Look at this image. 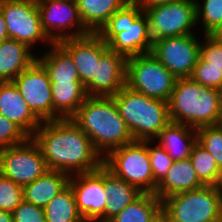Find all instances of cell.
Wrapping results in <instances>:
<instances>
[{"instance_id": "1", "label": "cell", "mask_w": 222, "mask_h": 222, "mask_svg": "<svg viewBox=\"0 0 222 222\" xmlns=\"http://www.w3.org/2000/svg\"><path fill=\"white\" fill-rule=\"evenodd\" d=\"M31 137L49 170L72 176L103 165V157L95 150L91 139L71 118L43 121Z\"/></svg>"}, {"instance_id": "2", "label": "cell", "mask_w": 222, "mask_h": 222, "mask_svg": "<svg viewBox=\"0 0 222 222\" xmlns=\"http://www.w3.org/2000/svg\"><path fill=\"white\" fill-rule=\"evenodd\" d=\"M71 119L91 139L103 158L134 141L113 97L88 96Z\"/></svg>"}, {"instance_id": "3", "label": "cell", "mask_w": 222, "mask_h": 222, "mask_svg": "<svg viewBox=\"0 0 222 222\" xmlns=\"http://www.w3.org/2000/svg\"><path fill=\"white\" fill-rule=\"evenodd\" d=\"M168 106L171 122L196 130L220 124L222 91L204 87L191 78H177Z\"/></svg>"}, {"instance_id": "4", "label": "cell", "mask_w": 222, "mask_h": 222, "mask_svg": "<svg viewBox=\"0 0 222 222\" xmlns=\"http://www.w3.org/2000/svg\"><path fill=\"white\" fill-rule=\"evenodd\" d=\"M97 34L108 49L126 58L152 51L148 16L135 0H129L117 10Z\"/></svg>"}, {"instance_id": "5", "label": "cell", "mask_w": 222, "mask_h": 222, "mask_svg": "<svg viewBox=\"0 0 222 222\" xmlns=\"http://www.w3.org/2000/svg\"><path fill=\"white\" fill-rule=\"evenodd\" d=\"M134 141L155 140L170 122L168 102L124 86L112 96Z\"/></svg>"}, {"instance_id": "6", "label": "cell", "mask_w": 222, "mask_h": 222, "mask_svg": "<svg viewBox=\"0 0 222 222\" xmlns=\"http://www.w3.org/2000/svg\"><path fill=\"white\" fill-rule=\"evenodd\" d=\"M168 222H222V186L204 185L162 201Z\"/></svg>"}, {"instance_id": "7", "label": "cell", "mask_w": 222, "mask_h": 222, "mask_svg": "<svg viewBox=\"0 0 222 222\" xmlns=\"http://www.w3.org/2000/svg\"><path fill=\"white\" fill-rule=\"evenodd\" d=\"M103 164L142 193L154 194L157 183L151 170L148 140L133 141L112 150Z\"/></svg>"}, {"instance_id": "8", "label": "cell", "mask_w": 222, "mask_h": 222, "mask_svg": "<svg viewBox=\"0 0 222 222\" xmlns=\"http://www.w3.org/2000/svg\"><path fill=\"white\" fill-rule=\"evenodd\" d=\"M177 78L150 52L127 58L126 86L169 102Z\"/></svg>"}, {"instance_id": "9", "label": "cell", "mask_w": 222, "mask_h": 222, "mask_svg": "<svg viewBox=\"0 0 222 222\" xmlns=\"http://www.w3.org/2000/svg\"><path fill=\"white\" fill-rule=\"evenodd\" d=\"M48 170L46 160L32 137L0 149V173L16 184L24 186L32 183Z\"/></svg>"}, {"instance_id": "10", "label": "cell", "mask_w": 222, "mask_h": 222, "mask_svg": "<svg viewBox=\"0 0 222 222\" xmlns=\"http://www.w3.org/2000/svg\"><path fill=\"white\" fill-rule=\"evenodd\" d=\"M0 11L7 24L8 38L27 44H52L41 26L37 0H0ZM34 44V45H33Z\"/></svg>"}, {"instance_id": "11", "label": "cell", "mask_w": 222, "mask_h": 222, "mask_svg": "<svg viewBox=\"0 0 222 222\" xmlns=\"http://www.w3.org/2000/svg\"><path fill=\"white\" fill-rule=\"evenodd\" d=\"M144 12L148 16L153 42L165 37L194 34L196 0L171 2L150 7Z\"/></svg>"}, {"instance_id": "12", "label": "cell", "mask_w": 222, "mask_h": 222, "mask_svg": "<svg viewBox=\"0 0 222 222\" xmlns=\"http://www.w3.org/2000/svg\"><path fill=\"white\" fill-rule=\"evenodd\" d=\"M37 7L43 31L53 43L90 34L80 19L76 0H37ZM73 28L75 31L65 32Z\"/></svg>"}, {"instance_id": "13", "label": "cell", "mask_w": 222, "mask_h": 222, "mask_svg": "<svg viewBox=\"0 0 222 222\" xmlns=\"http://www.w3.org/2000/svg\"><path fill=\"white\" fill-rule=\"evenodd\" d=\"M195 34L165 37L153 42L151 53L176 78H190L200 56Z\"/></svg>"}, {"instance_id": "14", "label": "cell", "mask_w": 222, "mask_h": 222, "mask_svg": "<svg viewBox=\"0 0 222 222\" xmlns=\"http://www.w3.org/2000/svg\"><path fill=\"white\" fill-rule=\"evenodd\" d=\"M77 208L86 222H104L107 194L104 191V164L97 170L70 176L68 183Z\"/></svg>"}, {"instance_id": "15", "label": "cell", "mask_w": 222, "mask_h": 222, "mask_svg": "<svg viewBox=\"0 0 222 222\" xmlns=\"http://www.w3.org/2000/svg\"><path fill=\"white\" fill-rule=\"evenodd\" d=\"M31 111L43 122L53 120L51 82L44 67L35 61L12 81Z\"/></svg>"}, {"instance_id": "16", "label": "cell", "mask_w": 222, "mask_h": 222, "mask_svg": "<svg viewBox=\"0 0 222 222\" xmlns=\"http://www.w3.org/2000/svg\"><path fill=\"white\" fill-rule=\"evenodd\" d=\"M127 58L108 49L96 62L95 78L86 86L88 96L112 97L126 86Z\"/></svg>"}, {"instance_id": "17", "label": "cell", "mask_w": 222, "mask_h": 222, "mask_svg": "<svg viewBox=\"0 0 222 222\" xmlns=\"http://www.w3.org/2000/svg\"><path fill=\"white\" fill-rule=\"evenodd\" d=\"M58 43L71 55L80 82L86 86L95 78L96 62L108 50L107 43L97 33L64 39Z\"/></svg>"}, {"instance_id": "18", "label": "cell", "mask_w": 222, "mask_h": 222, "mask_svg": "<svg viewBox=\"0 0 222 222\" xmlns=\"http://www.w3.org/2000/svg\"><path fill=\"white\" fill-rule=\"evenodd\" d=\"M0 114L14 121L30 137L42 123L12 81L0 82Z\"/></svg>"}, {"instance_id": "19", "label": "cell", "mask_w": 222, "mask_h": 222, "mask_svg": "<svg viewBox=\"0 0 222 222\" xmlns=\"http://www.w3.org/2000/svg\"><path fill=\"white\" fill-rule=\"evenodd\" d=\"M204 186L199 180L190 158L174 161L166 176L157 185L155 195L163 201L165 198L198 189Z\"/></svg>"}, {"instance_id": "20", "label": "cell", "mask_w": 222, "mask_h": 222, "mask_svg": "<svg viewBox=\"0 0 222 222\" xmlns=\"http://www.w3.org/2000/svg\"><path fill=\"white\" fill-rule=\"evenodd\" d=\"M31 51L23 42L10 38L3 41L0 44V82L13 81L37 61Z\"/></svg>"}, {"instance_id": "21", "label": "cell", "mask_w": 222, "mask_h": 222, "mask_svg": "<svg viewBox=\"0 0 222 222\" xmlns=\"http://www.w3.org/2000/svg\"><path fill=\"white\" fill-rule=\"evenodd\" d=\"M104 191L107 194L104 222H109L142 194L136 187L117 177L105 165Z\"/></svg>"}, {"instance_id": "22", "label": "cell", "mask_w": 222, "mask_h": 222, "mask_svg": "<svg viewBox=\"0 0 222 222\" xmlns=\"http://www.w3.org/2000/svg\"><path fill=\"white\" fill-rule=\"evenodd\" d=\"M156 140L173 161L187 159L197 143V130L186 124L170 122Z\"/></svg>"}, {"instance_id": "23", "label": "cell", "mask_w": 222, "mask_h": 222, "mask_svg": "<svg viewBox=\"0 0 222 222\" xmlns=\"http://www.w3.org/2000/svg\"><path fill=\"white\" fill-rule=\"evenodd\" d=\"M53 120L72 118L88 95L81 82L51 83Z\"/></svg>"}, {"instance_id": "24", "label": "cell", "mask_w": 222, "mask_h": 222, "mask_svg": "<svg viewBox=\"0 0 222 222\" xmlns=\"http://www.w3.org/2000/svg\"><path fill=\"white\" fill-rule=\"evenodd\" d=\"M70 176L61 171L48 170L32 183L23 186L24 201L44 208L69 183Z\"/></svg>"}, {"instance_id": "25", "label": "cell", "mask_w": 222, "mask_h": 222, "mask_svg": "<svg viewBox=\"0 0 222 222\" xmlns=\"http://www.w3.org/2000/svg\"><path fill=\"white\" fill-rule=\"evenodd\" d=\"M48 47L50 51L37 57V61L47 71L50 82H80L71 55L59 43H52Z\"/></svg>"}, {"instance_id": "26", "label": "cell", "mask_w": 222, "mask_h": 222, "mask_svg": "<svg viewBox=\"0 0 222 222\" xmlns=\"http://www.w3.org/2000/svg\"><path fill=\"white\" fill-rule=\"evenodd\" d=\"M80 19L90 33H97L129 0H76Z\"/></svg>"}, {"instance_id": "27", "label": "cell", "mask_w": 222, "mask_h": 222, "mask_svg": "<svg viewBox=\"0 0 222 222\" xmlns=\"http://www.w3.org/2000/svg\"><path fill=\"white\" fill-rule=\"evenodd\" d=\"M162 213V201L150 193H142L109 222H153Z\"/></svg>"}, {"instance_id": "28", "label": "cell", "mask_w": 222, "mask_h": 222, "mask_svg": "<svg viewBox=\"0 0 222 222\" xmlns=\"http://www.w3.org/2000/svg\"><path fill=\"white\" fill-rule=\"evenodd\" d=\"M46 222H86L80 214L68 184L44 208Z\"/></svg>"}, {"instance_id": "29", "label": "cell", "mask_w": 222, "mask_h": 222, "mask_svg": "<svg viewBox=\"0 0 222 222\" xmlns=\"http://www.w3.org/2000/svg\"><path fill=\"white\" fill-rule=\"evenodd\" d=\"M189 158L204 185L222 186V170L213 156L198 142L194 145Z\"/></svg>"}, {"instance_id": "30", "label": "cell", "mask_w": 222, "mask_h": 222, "mask_svg": "<svg viewBox=\"0 0 222 222\" xmlns=\"http://www.w3.org/2000/svg\"><path fill=\"white\" fill-rule=\"evenodd\" d=\"M201 19V20H200ZM202 22L203 35H209L222 23V0H196V23Z\"/></svg>"}, {"instance_id": "31", "label": "cell", "mask_w": 222, "mask_h": 222, "mask_svg": "<svg viewBox=\"0 0 222 222\" xmlns=\"http://www.w3.org/2000/svg\"><path fill=\"white\" fill-rule=\"evenodd\" d=\"M197 142L215 159L222 170V125H210L197 129Z\"/></svg>"}, {"instance_id": "32", "label": "cell", "mask_w": 222, "mask_h": 222, "mask_svg": "<svg viewBox=\"0 0 222 222\" xmlns=\"http://www.w3.org/2000/svg\"><path fill=\"white\" fill-rule=\"evenodd\" d=\"M190 78L204 87L222 91L221 68L208 65V62L204 61L200 56Z\"/></svg>"}, {"instance_id": "33", "label": "cell", "mask_w": 222, "mask_h": 222, "mask_svg": "<svg viewBox=\"0 0 222 222\" xmlns=\"http://www.w3.org/2000/svg\"><path fill=\"white\" fill-rule=\"evenodd\" d=\"M23 200V186L0 173V210L12 213Z\"/></svg>"}, {"instance_id": "34", "label": "cell", "mask_w": 222, "mask_h": 222, "mask_svg": "<svg viewBox=\"0 0 222 222\" xmlns=\"http://www.w3.org/2000/svg\"><path fill=\"white\" fill-rule=\"evenodd\" d=\"M153 142L154 140H148V153L154 181L159 184L166 176L167 171L174 161L159 143L157 146L152 147Z\"/></svg>"}, {"instance_id": "35", "label": "cell", "mask_w": 222, "mask_h": 222, "mask_svg": "<svg viewBox=\"0 0 222 222\" xmlns=\"http://www.w3.org/2000/svg\"><path fill=\"white\" fill-rule=\"evenodd\" d=\"M29 137L14 121L0 114V149L23 143Z\"/></svg>"}, {"instance_id": "36", "label": "cell", "mask_w": 222, "mask_h": 222, "mask_svg": "<svg viewBox=\"0 0 222 222\" xmlns=\"http://www.w3.org/2000/svg\"><path fill=\"white\" fill-rule=\"evenodd\" d=\"M205 42L200 43V57L208 62V65L221 68L222 71V42L205 35Z\"/></svg>"}, {"instance_id": "37", "label": "cell", "mask_w": 222, "mask_h": 222, "mask_svg": "<svg viewBox=\"0 0 222 222\" xmlns=\"http://www.w3.org/2000/svg\"><path fill=\"white\" fill-rule=\"evenodd\" d=\"M13 222H46L44 209L22 201L12 212Z\"/></svg>"}, {"instance_id": "38", "label": "cell", "mask_w": 222, "mask_h": 222, "mask_svg": "<svg viewBox=\"0 0 222 222\" xmlns=\"http://www.w3.org/2000/svg\"><path fill=\"white\" fill-rule=\"evenodd\" d=\"M139 6L145 11L150 7H155L158 5H163L171 2L181 1V0H135Z\"/></svg>"}, {"instance_id": "39", "label": "cell", "mask_w": 222, "mask_h": 222, "mask_svg": "<svg viewBox=\"0 0 222 222\" xmlns=\"http://www.w3.org/2000/svg\"><path fill=\"white\" fill-rule=\"evenodd\" d=\"M8 39L7 24L5 22L4 16L0 11V44Z\"/></svg>"}, {"instance_id": "40", "label": "cell", "mask_w": 222, "mask_h": 222, "mask_svg": "<svg viewBox=\"0 0 222 222\" xmlns=\"http://www.w3.org/2000/svg\"><path fill=\"white\" fill-rule=\"evenodd\" d=\"M209 36L216 41L222 42V23L216 29H214Z\"/></svg>"}, {"instance_id": "41", "label": "cell", "mask_w": 222, "mask_h": 222, "mask_svg": "<svg viewBox=\"0 0 222 222\" xmlns=\"http://www.w3.org/2000/svg\"><path fill=\"white\" fill-rule=\"evenodd\" d=\"M0 222H13V216L11 212L0 210Z\"/></svg>"}, {"instance_id": "42", "label": "cell", "mask_w": 222, "mask_h": 222, "mask_svg": "<svg viewBox=\"0 0 222 222\" xmlns=\"http://www.w3.org/2000/svg\"><path fill=\"white\" fill-rule=\"evenodd\" d=\"M153 222H168V220L162 212Z\"/></svg>"}]
</instances>
